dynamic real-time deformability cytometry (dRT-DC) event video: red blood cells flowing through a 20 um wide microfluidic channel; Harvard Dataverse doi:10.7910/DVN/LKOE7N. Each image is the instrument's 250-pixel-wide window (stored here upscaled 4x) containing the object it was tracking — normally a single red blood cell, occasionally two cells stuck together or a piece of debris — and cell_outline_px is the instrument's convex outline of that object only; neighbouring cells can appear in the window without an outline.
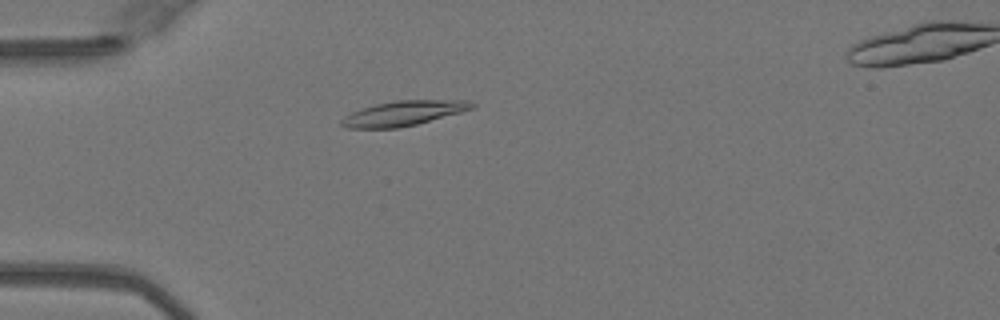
{"species": "Egyptian fruit bat (a non-hibernating species)", "species_latin": "Rousettus aegyptiacus", "temperature_condition": "warm", "stored_images_in_passage": 44, "camera_frame_rate_fps": 3000, "um_per_image_px": 0.085, "animal": {"sex": "female"}, "frame": {"image": 1, "passage_image": 8, "time_ms": 2.333, "image_size_px": [1000, 320], "cell_outline_px": [[476, 108], [416, 124], [396, 128], [348, 128], [340, 124], [340, 120], [344, 116], [352, 112], [376, 104], [396, 100], [468, 100], [476, 104]], "centroid_in_image_um": [34.32, 9.62], "position_along_channel_um": 50.7, "area_um2": 18.79}}
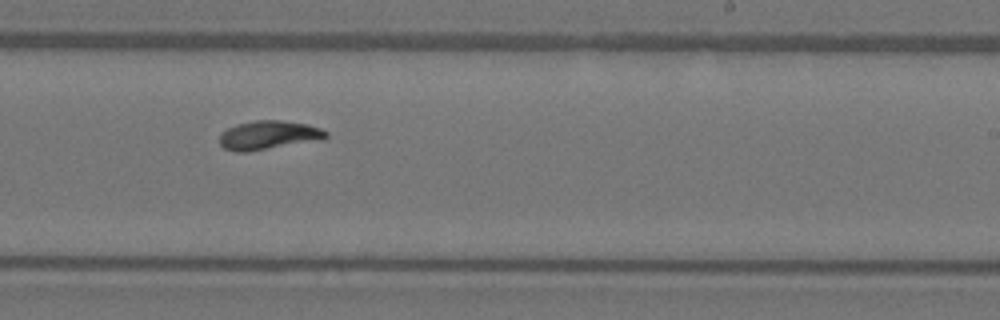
{"frame": {"image": 2, "passage_image": 25, "time_ms": 8.0, "image_size_px": [1000, 320], "cell_outline_px": [[328, 136], [324, 140], [248, 152], [236, 152], [224, 148], [220, 144], [220, 136], [228, 128], [236, 124], [256, 120], [280, 120], [308, 124], [320, 128], [328, 132]], "centroid_in_image_um": [22.88, 11.5], "position_along_channel_um": 266.1, "area_um2": 18.09}}
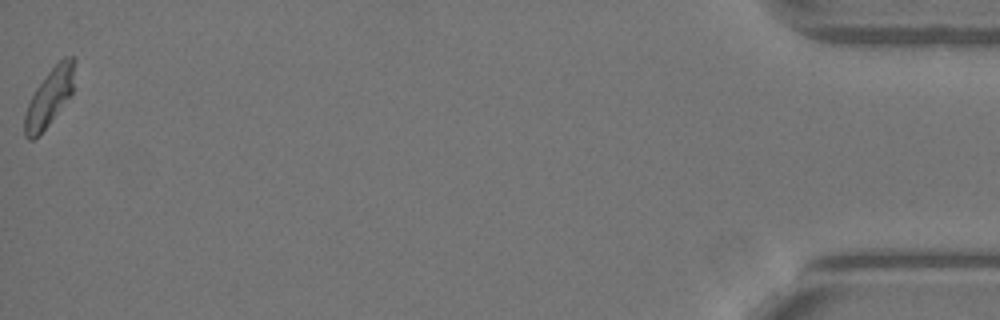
{"frame": {"image": 3, "passage_image": 44, "time_ms": 14.333, "image_size_px": [1000, 320], "cell_outline_px": [[76, 60], [72, 92], [40, 136], [32, 140], [28, 140], [24, 136], [24, 116], [28, 104], [36, 88], [48, 72], [64, 56], [76, 56]], "centroid_in_image_um": [4.2, 8.27], "position_along_channel_um": 431.0, "area_um2": 16.65}, "authors_computed_cell_mechanics": {"area_um2": 17.3978, "velocity_mm_per_s": 4.0704, "shape_relaxation_time_tau1_ms": 4.0651, "shape_relaxation_time_tau2_ms": 1.8849, "deformation_change_tau1": 0.1642, "deformation_change_tau2": 0.0441}}